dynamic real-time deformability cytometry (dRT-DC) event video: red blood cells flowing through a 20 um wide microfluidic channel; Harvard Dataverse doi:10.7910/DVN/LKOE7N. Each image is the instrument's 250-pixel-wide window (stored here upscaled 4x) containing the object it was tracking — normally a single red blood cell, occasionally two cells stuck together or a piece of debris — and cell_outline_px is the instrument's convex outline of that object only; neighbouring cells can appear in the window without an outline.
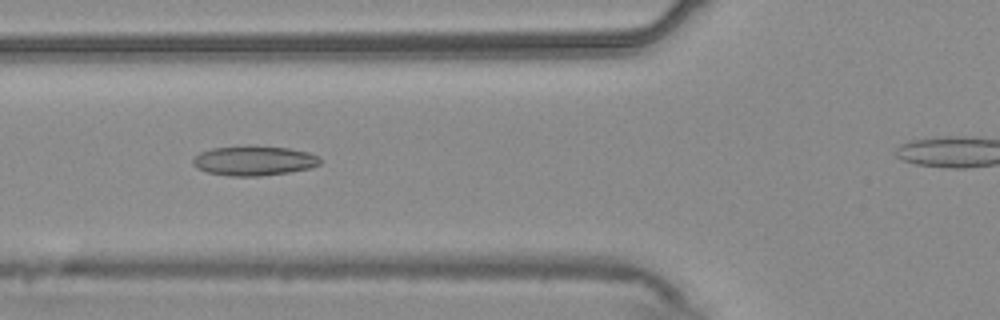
{"species": "common noctule bat (a hibernating species)", "species_latin": "Nyctalus noctula", "temperature_condition": "warm", "stored_images_in_passage": 47, "camera_frame_rate_fps": 3000, "um_per_image_px": 0.085, "animal": {"sex": "male", "body_mass_g": 20.4}, "frame": {"image": 1, "passage_image": 20, "time_ms": 6.333, "image_size_px": [1000, 320], "cell_outline_px": [[320, 164], [312, 168], [288, 172], [260, 176], [228, 176], [208, 172], [196, 168], [192, 164], [192, 160], [200, 152], [212, 148], [288, 148], [308, 152], [320, 156]], "centroid_in_image_um": [21.6, 13.7], "position_along_channel_um": 104.2, "area_um2": 21.33}}
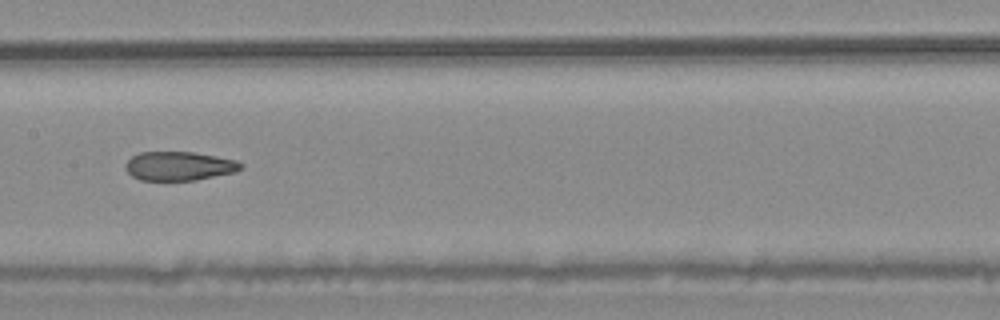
{"frame": {"image": 2, "passage_image": 27, "time_ms": 8.667, "image_size_px": [1000, 320], "cell_outline_px": [[244, 168], [236, 172], [196, 180], [140, 180], [132, 176], [124, 168], [128, 160], [132, 156], [140, 152], [192, 152], [216, 156], [236, 160], [244, 164]], "centroid_in_image_um": [15.26, 14.11], "position_along_channel_um": 192.1, "area_um2": 19.54}}
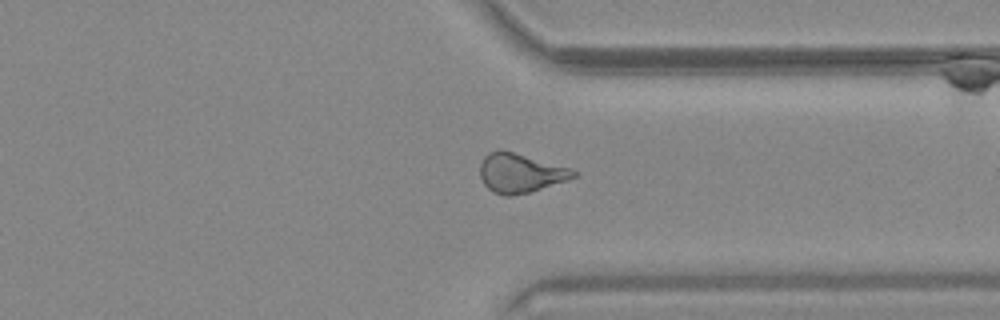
{"frame": {"image": 3, "passage_image": 41, "time_ms": 13.333, "image_size_px": [1000, 320], "cell_outline_px": [[576, 176], [568, 180], [528, 192], [512, 196], [504, 196], [492, 192], [484, 184], [480, 176], [480, 164], [484, 156], [488, 152], [500, 148], [572, 168], [576, 172]], "centroid_in_image_um": [44.2, 14.69], "position_along_channel_um": 367.2, "area_um2": 21.5}}